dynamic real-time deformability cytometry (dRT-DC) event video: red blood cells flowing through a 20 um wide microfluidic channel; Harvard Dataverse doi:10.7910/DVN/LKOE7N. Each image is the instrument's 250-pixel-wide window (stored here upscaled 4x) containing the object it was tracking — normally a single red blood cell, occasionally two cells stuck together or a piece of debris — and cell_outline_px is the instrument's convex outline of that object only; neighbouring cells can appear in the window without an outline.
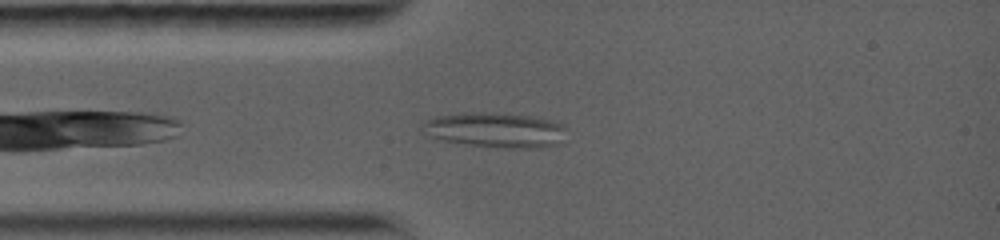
{"species": "common noctule bat (a hibernating species)", "species_latin": "Nyctalus noctula", "temperature_condition": "warm", "stored_images_in_passage": 54, "camera_frame_rate_fps": 5000, "um_per_image_px": 0.085, "animal": {"sex": "female", "body_mass_g": 19.0, "forearm_length_mm": 56.7}, "frame": {"image": 1, "passage_image": 7, "time_ms": 1.0, "image_size_px": [1000, 240], "cell_outline_px": [[568, 128], [560, 144], [532, 148], [504, 148], [468, 144], [444, 140], [420, 132], [420, 124], [424, 120], [436, 116], [464, 112], [500, 112], [532, 116], [564, 124]], "centroid_in_image_um": [42.09, 11.03], "position_along_channel_um": 42.9, "area_um2": 29.82}}
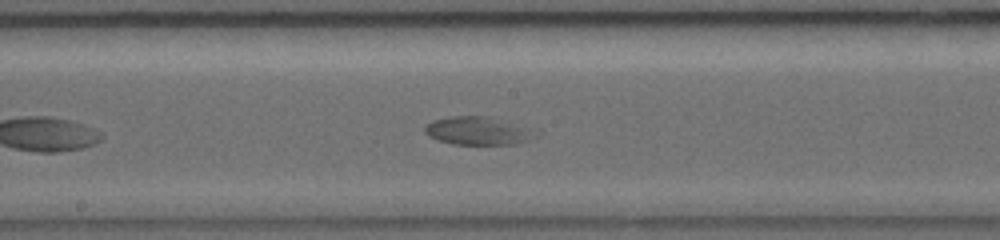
{"frame": {"image": 2, "passage_image": 32, "time_ms": 5.6, "image_size_px": [1000, 240], "cell_outline_px": [[544, 132], [540, 136], [516, 144], [452, 144], [428, 136], [424, 132], [424, 128], [432, 120], [448, 116], [488, 116]], "centroid_in_image_um": [40.69, 11.12], "position_along_channel_um": 207.5, "area_um2": 18.38}}
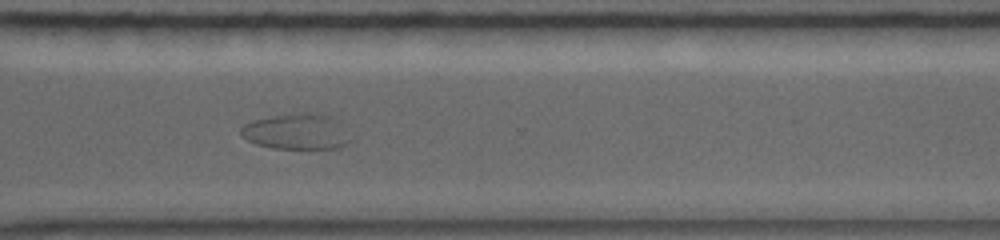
{"frame": {"image": 3, "passage_image": 53, "time_ms": 9.4, "image_size_px": [1000, 240], "cell_outline_px": [[352, 140], [348, 144], [340, 148], [272, 148], [256, 144], [248, 140], [240, 132], [240, 128], [244, 124], [252, 120], [272, 116], [304, 112], [320, 112], [332, 116], [336, 120]], "centroid_in_image_um": [25.22, 11.17], "position_along_channel_um": 345.4, "area_um2": 22.83}}